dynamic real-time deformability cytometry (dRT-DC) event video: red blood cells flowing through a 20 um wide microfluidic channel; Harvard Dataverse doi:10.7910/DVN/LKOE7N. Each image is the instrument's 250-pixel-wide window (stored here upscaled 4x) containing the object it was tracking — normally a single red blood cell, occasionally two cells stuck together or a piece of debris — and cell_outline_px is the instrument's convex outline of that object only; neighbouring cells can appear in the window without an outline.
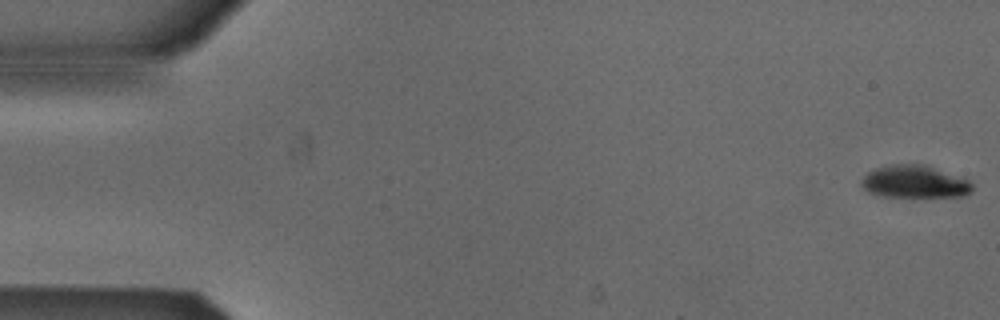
{"species": "Egyptian fruit bat (a non-hibernating species)", "species_latin": "Rousettus aegyptiacus", "temperature_condition": "cold", "stored_images_in_passage": 53, "camera_frame_rate_fps": 3000, "um_per_image_px": 0.085, "animal": {"sex": "male"}, "frame": {"image": 1, "passage_image": 1, "time_ms": 0.0, "image_size_px": [1000, 320], "cell_outline_px": [[972, 192], [964, 196], [884, 196], [868, 192], [860, 184], [860, 180], [868, 172], [876, 168], [888, 164], [924, 164], [968, 180], [972, 184]], "centroid_in_image_um": [77.71, 15.44], "position_along_channel_um": 7.3, "area_um2": 20.81}}
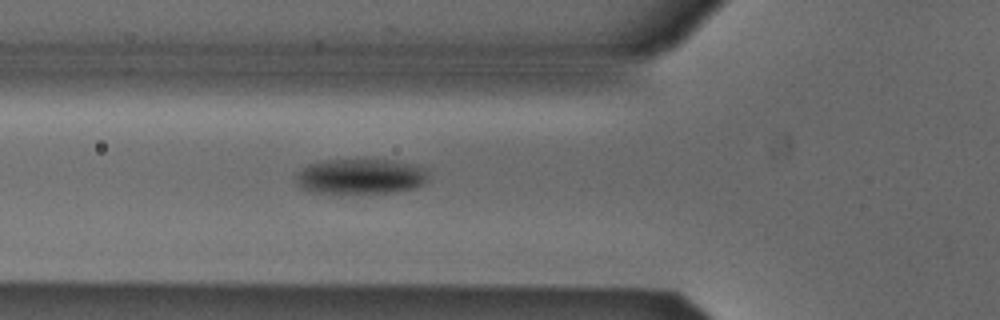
{"frame": {"image": 2, "passage_image": 19, "time_ms": 6.0, "image_size_px": [1000, 320], "cell_outline_px": [[428, 180], [424, 184], [416, 188], [396, 192], [312, 192], [304, 188], [296, 180], [296, 176], [308, 164], [324, 160], [392, 160], [420, 164], [428, 168]], "centroid_in_image_um": [30.79, 14.97], "position_along_channel_um": 95.0, "area_um2": 27.17}}
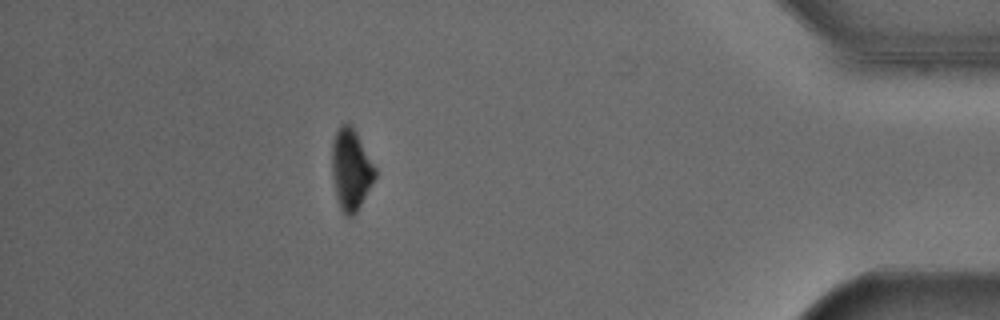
{"frame": {"image": 3, "passage_image": 47, "time_ms": 15.333, "image_size_px": [1000, 320], "cell_outline_px": [[376, 176], [372, 184], [356, 212], [352, 216], [348, 216], [340, 208], [336, 196], [332, 176], [332, 140], [340, 124], [348, 124], [356, 132], [376, 168]], "centroid_in_image_um": [29.82, 14.4], "position_along_channel_um": 405.4, "area_um2": 20.11}, "authors_computed_cell_mechanics": {"area_um2": 24.3338, "velocity_mm_per_s": 3.8779, "shape_relaxation_time_tau1_ms": 1.5127, "shape_relaxation_time_tau2_ms": null, "deformation_change_tau1": 0.0852, "deformation_change_tau2": null}}